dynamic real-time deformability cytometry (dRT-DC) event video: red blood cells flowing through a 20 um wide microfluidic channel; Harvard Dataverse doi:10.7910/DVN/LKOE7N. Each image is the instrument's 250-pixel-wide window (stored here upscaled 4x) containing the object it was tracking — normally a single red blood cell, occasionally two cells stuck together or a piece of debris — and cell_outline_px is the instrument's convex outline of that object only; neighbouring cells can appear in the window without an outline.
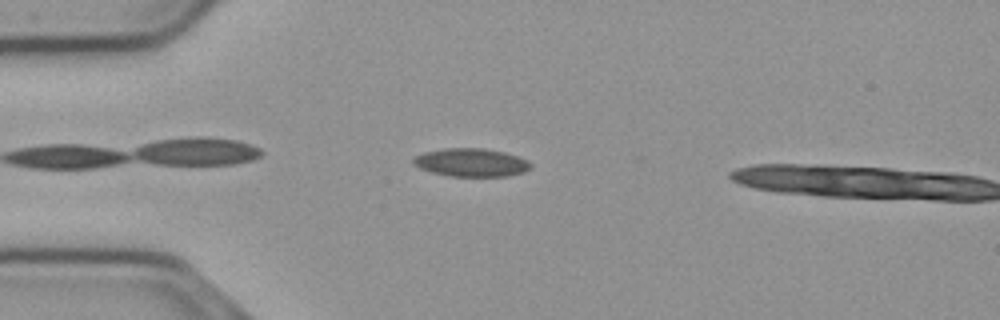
{"species": "common noctule bat (a hibernating species)", "species_latin": "Nyctalus noctula", "temperature_condition": "cold", "stored_images_in_passage": 39, "camera_frame_rate_fps": 3000, "um_per_image_px": 0.085, "animal": {"sex": "male", "body_mass_g": 23.1, "forearm_length_mm": 52.7}, "frame": {"image": 1, "passage_image": 4, "time_ms": 1.0, "image_size_px": [1000, 320], "cell_outline_px": [[532, 168], [524, 172], [508, 176], [448, 176], [432, 172], [420, 168], [412, 164], [412, 160], [416, 156], [424, 152], [444, 148], [484, 148], [504, 152], [528, 160], [532, 164]], "centroid_in_image_um": [40.06, 13.81], "position_along_channel_um": 44.9, "area_um2": 19.36}}
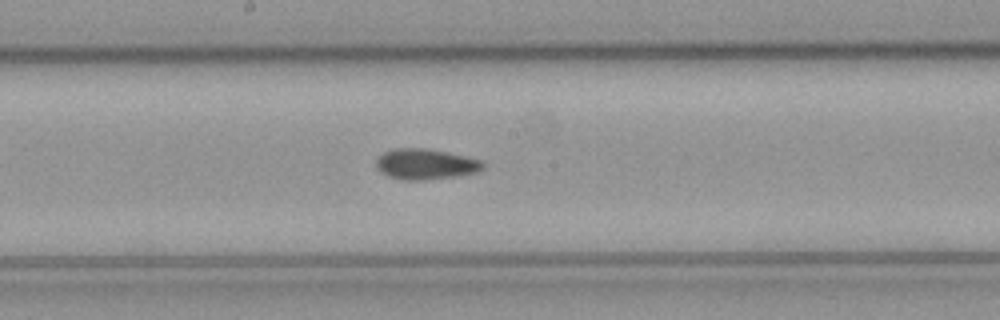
{"frame": {"image": 2, "passage_image": 19, "time_ms": 6.0, "image_size_px": [1000, 320], "cell_outline_px": [[484, 168], [476, 172], [452, 176], [420, 180], [404, 180], [388, 176], [380, 172], [376, 168], [376, 160], [384, 152], [392, 148], [424, 148], [464, 156], [480, 160], [484, 164]], "centroid_in_image_um": [36.11, 13.95], "position_along_channel_um": 212.1, "area_um2": 18.73}}
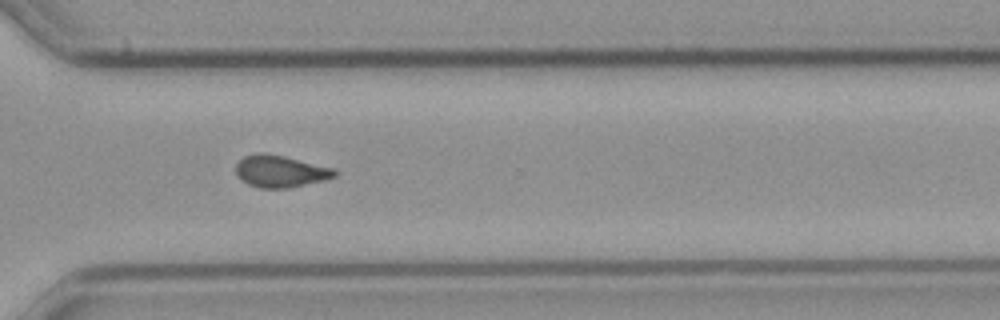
{"frame": {"image": 3, "passage_image": 30, "time_ms": 9.667, "image_size_px": [1000, 320], "cell_outline_px": [[340, 172], [336, 176], [324, 180], [288, 188], [260, 188], [248, 184], [240, 180], [236, 176], [236, 164], [244, 156], [260, 152], [264, 152], [284, 156], [336, 168]], "centroid_in_image_um": [23.84, 14.55], "position_along_channel_um": 346.8, "area_um2": 18.67}, "authors_computed_cell_mechanics": {"area_um2": 18.4382, "velocity_mm_per_s": 3.6901, "shape_relaxation_time_tau1_ms": null, "shape_relaxation_time_tau2_ms": 3.788, "deformation_change_tau1": null, "deformation_change_tau2": 0.0901}}